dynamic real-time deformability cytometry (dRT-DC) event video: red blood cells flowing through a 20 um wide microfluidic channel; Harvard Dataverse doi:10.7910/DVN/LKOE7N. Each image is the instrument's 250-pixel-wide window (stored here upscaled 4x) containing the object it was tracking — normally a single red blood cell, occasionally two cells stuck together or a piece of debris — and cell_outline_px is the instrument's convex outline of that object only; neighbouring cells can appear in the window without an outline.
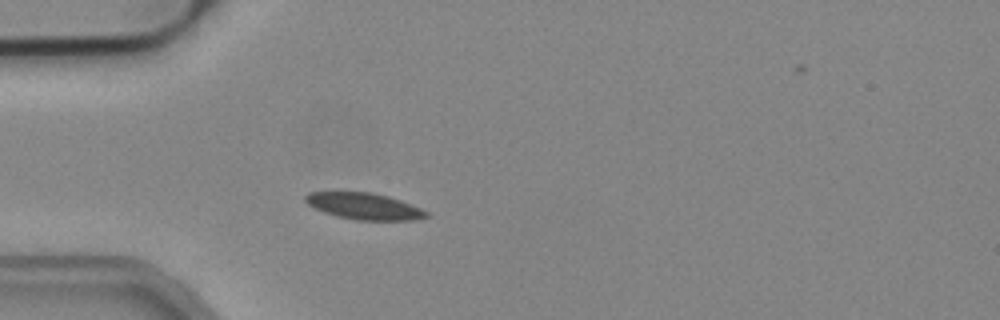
{"species": "common noctule bat (a hibernating species)", "species_latin": "Nyctalus noctula", "temperature_condition": "cold", "stored_images_in_passage": 27, "camera_frame_rate_fps": 3000, "um_per_image_px": 0.085, "animal": {"sex": "male", "body_mass_g": 19.2, "forearm_length_mm": 51.8}, "frame": {"image": 1, "passage_image": 3, "time_ms": 0.667, "image_size_px": [1000, 320], "cell_outline_px": [[432, 216], [416, 220], [356, 220], [336, 216], [324, 212], [308, 204], [304, 200], [304, 196], [308, 192], [372, 192], [388, 196], [400, 200], [420, 208], [428, 212]], "centroid_in_image_um": [30.98, 17.53], "position_along_channel_um": 54.0, "area_um2": 18.73}}
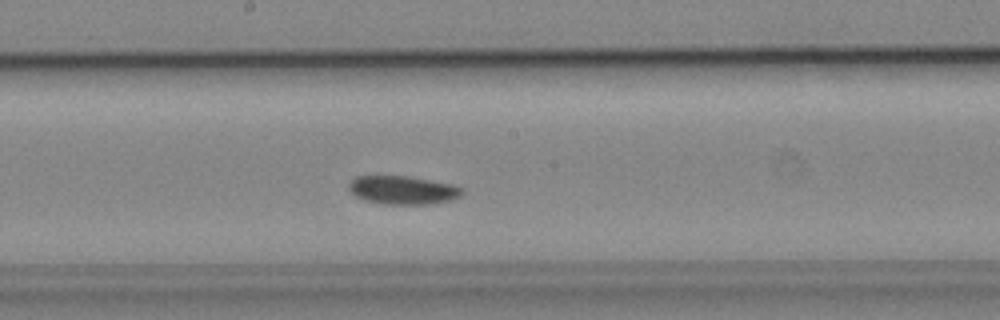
{"frame": {"image": 2, "passage_image": 16, "time_ms": 5.0, "image_size_px": [1000, 320], "cell_outline_px": [[464, 192], [460, 196], [448, 200], [428, 204], [384, 204], [364, 200], [356, 196], [348, 188], [348, 184], [356, 176], [408, 176], [452, 184], [460, 188]], "centroid_in_image_um": [34.21, 16.15], "position_along_channel_um": 214.0, "area_um2": 18.55}}
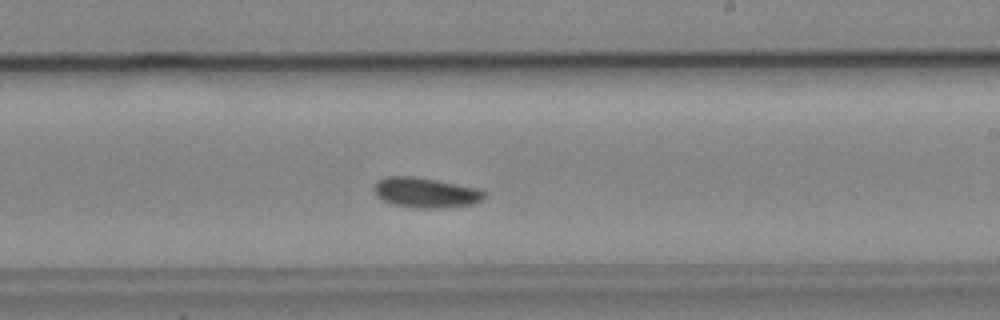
{"frame": {"image": 3, "passage_image": 19, "time_ms": 6.0, "image_size_px": [1000, 320], "cell_outline_px": [[488, 192], [480, 200], [472, 204], [440, 208], [416, 208], [392, 204], [376, 196], [372, 188], [376, 180], [384, 176], [412, 176], [436, 180], [476, 188]], "centroid_in_image_um": [36.11, 16.36], "position_along_channel_um": 252.9, "area_um2": 19.36}}